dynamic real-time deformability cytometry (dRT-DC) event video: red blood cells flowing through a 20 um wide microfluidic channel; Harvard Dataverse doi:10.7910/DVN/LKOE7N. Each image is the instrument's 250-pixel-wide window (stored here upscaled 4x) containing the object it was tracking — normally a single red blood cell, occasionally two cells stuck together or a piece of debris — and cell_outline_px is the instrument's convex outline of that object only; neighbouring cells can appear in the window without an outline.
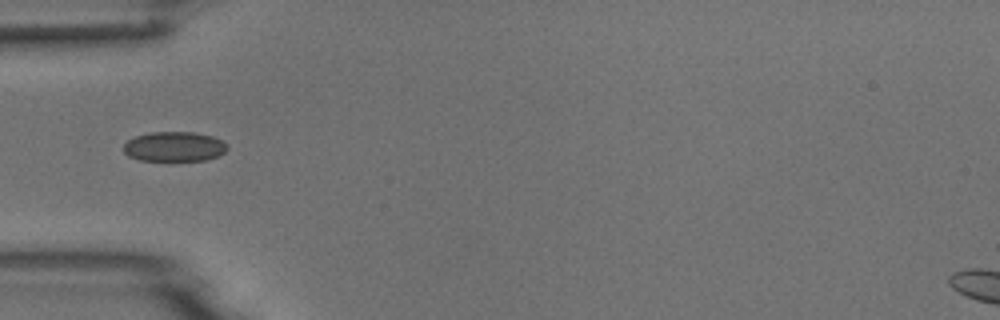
{"species": "common noctule bat (a hibernating species)", "species_latin": "Nyctalus noctula", "temperature_condition": "room temperature", "stored_images_in_passage": 3, "camera_frame_rate_fps": 3000, "um_per_image_px": 0.085, "animal": {"sex": "male", "body_mass_g": 18.8}, "frame": {"image": 1, "passage_image": 1, "time_ms": 0.0, "image_size_px": [1000, 320], "cell_outline_px": [[228, 148], [224, 152], [208, 160], [140, 160], [128, 156], [124, 152], [124, 144], [128, 140], [136, 136], [152, 132], [196, 132], [212, 136], [220, 140]], "centroid_in_image_um": [14.79, 12.46], "position_along_channel_um": 70.2, "area_um2": 17.8}}
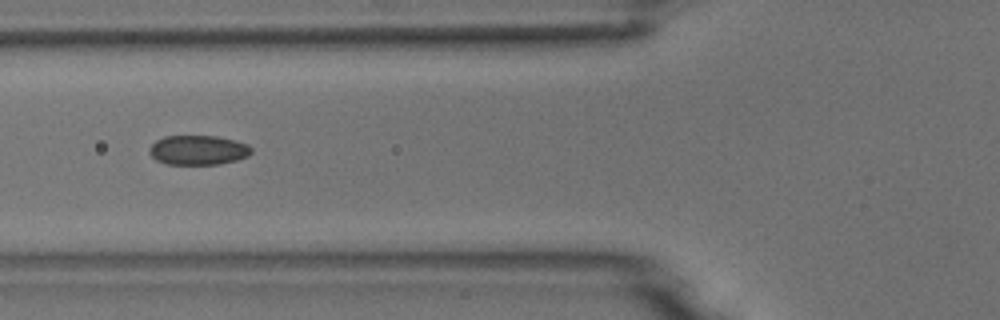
{"frame": {"image": 2, "passage_image": 2, "time_ms": 0.333, "image_size_px": [1000, 320], "cell_outline_px": [[252, 152], [248, 156], [236, 160], [220, 164], [168, 164], [156, 160], [148, 152], [148, 148], [156, 140], [164, 136], [216, 136], [236, 140], [248, 144], [252, 148]], "centroid_in_image_um": [16.85, 12.75], "position_along_channel_um": 109.0, "area_um2": 17.69}}